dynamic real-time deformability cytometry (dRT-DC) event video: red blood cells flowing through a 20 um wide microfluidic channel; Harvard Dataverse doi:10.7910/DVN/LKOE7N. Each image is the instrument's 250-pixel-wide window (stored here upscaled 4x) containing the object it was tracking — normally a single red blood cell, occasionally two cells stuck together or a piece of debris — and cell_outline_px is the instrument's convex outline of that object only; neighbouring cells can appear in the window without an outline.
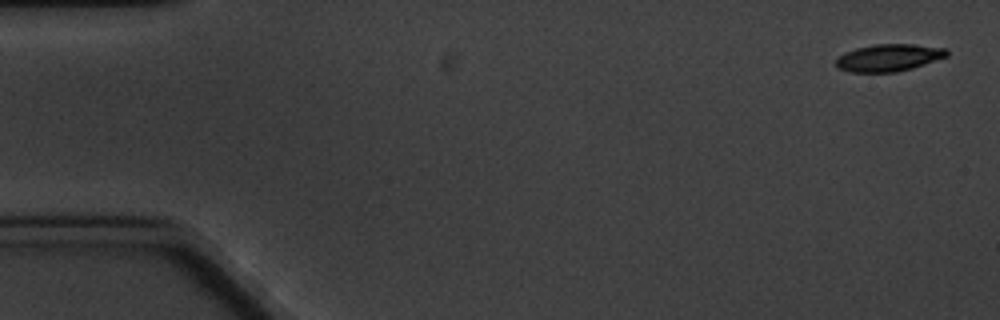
{"species": "common noctule bat (a hibernating species)", "species_latin": "Nyctalus noctula", "temperature_condition": "cold", "stored_images_in_passage": 5, "camera_frame_rate_fps": 3000, "um_per_image_px": 0.085, "animal": {"sex": "male", "body_mass_g": 20.1, "forearm_length_mm": 53.5}, "frame": {"image": 1, "passage_image": 1, "time_ms": 0.0, "image_size_px": [1000, 320], "cell_outline_px": [[948, 56], [912, 68], [896, 72], [848, 72], [840, 68], [836, 64], [836, 56], [844, 52], [856, 48], [876, 44], [912, 44], [948, 48]], "centroid_in_image_um": [75.54, 4.9], "position_along_channel_um": 9.5, "area_um2": 17.63}}
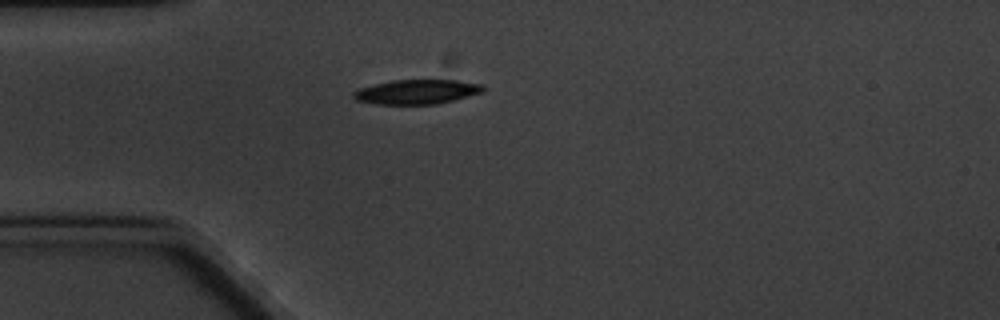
{"frame": {"image": 2, "passage_image": 5, "time_ms": 4.667, "image_size_px": [1000, 320], "cell_outline_px": [[484, 92], [436, 104], [380, 104], [356, 100], [352, 96], [352, 92], [360, 88], [392, 80], [456, 80], [484, 84]], "centroid_in_image_um": [35.45, 7.8], "position_along_channel_um": 49.6, "area_um2": 18.38}}